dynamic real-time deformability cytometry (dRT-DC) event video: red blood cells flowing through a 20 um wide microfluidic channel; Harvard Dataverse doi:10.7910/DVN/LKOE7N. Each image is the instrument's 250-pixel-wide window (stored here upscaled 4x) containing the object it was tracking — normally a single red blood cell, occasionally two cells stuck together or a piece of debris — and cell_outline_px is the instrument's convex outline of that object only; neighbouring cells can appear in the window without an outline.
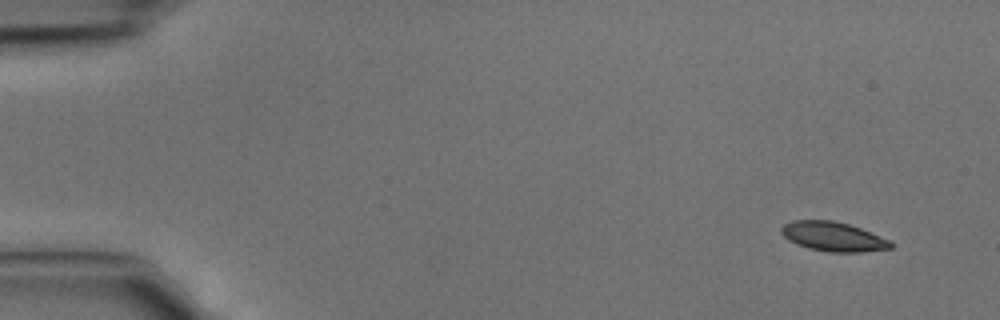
{"species": "common noctule bat (a hibernating species)", "species_latin": "Nyctalus noctula", "temperature_condition": "cold", "stored_images_in_passage": 3, "camera_frame_rate_fps": 3000, "um_per_image_px": 0.085, "animal": {"sex": "male", "body_mass_g": 15.6}, "frame": {"image": 1, "passage_image": 1, "time_ms": 0.0, "image_size_px": [1000, 320], "cell_outline_px": [[892, 248], [860, 252], [828, 252], [808, 248], [796, 244], [788, 240], [780, 232], [780, 228], [784, 224], [792, 220], [832, 220], [848, 224], [860, 228], [892, 240]], "centroid_in_image_um": [70.81, 20.11], "position_along_channel_um": 14.2, "area_um2": 18.84}}